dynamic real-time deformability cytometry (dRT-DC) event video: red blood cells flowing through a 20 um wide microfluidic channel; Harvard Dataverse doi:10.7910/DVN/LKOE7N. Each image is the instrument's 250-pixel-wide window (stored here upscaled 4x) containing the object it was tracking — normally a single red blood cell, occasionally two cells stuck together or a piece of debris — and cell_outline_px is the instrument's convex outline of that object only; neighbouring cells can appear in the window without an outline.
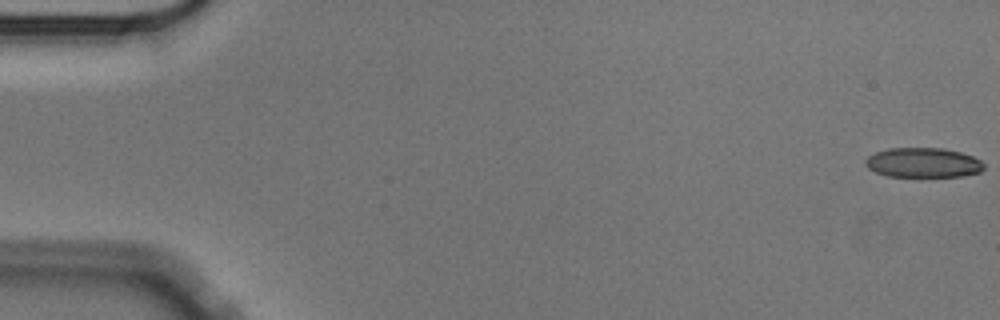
{"species": "Egyptian fruit bat (a non-hibernating species)", "species_latin": "Rousettus aegyptiacus", "temperature_condition": "cold", "stored_images_in_passage": 57, "camera_frame_rate_fps": 3000, "um_per_image_px": 0.085, "animal": {"sex": "male"}, "frame": {"image": 1, "passage_image": 1, "time_ms": 0.0, "image_size_px": [1000, 320], "cell_outline_px": [[984, 168], [980, 172], [960, 176], [888, 176], [876, 172], [868, 168], [864, 164], [864, 160], [868, 156], [876, 152], [888, 148], [944, 148], [960, 152], [972, 156], [980, 160], [984, 164]], "centroid_in_image_um": [78.45, 13.82], "position_along_channel_um": 6.6, "area_um2": 20.46}}
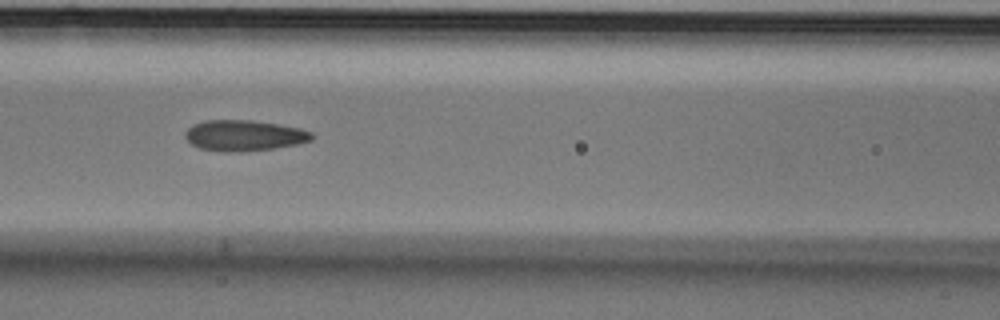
{"frame": {"image": 2, "passage_image": 25, "time_ms": 8.0, "image_size_px": [1000, 320], "cell_outline_px": [[312, 140], [296, 144], [272, 148], [240, 152], [224, 152], [200, 148], [192, 144], [184, 136], [184, 132], [192, 124], [204, 120], [252, 120], [300, 128], [312, 132]], "centroid_in_image_um": [20.71, 11.51], "position_along_channel_um": 145.9, "area_um2": 22.66}}
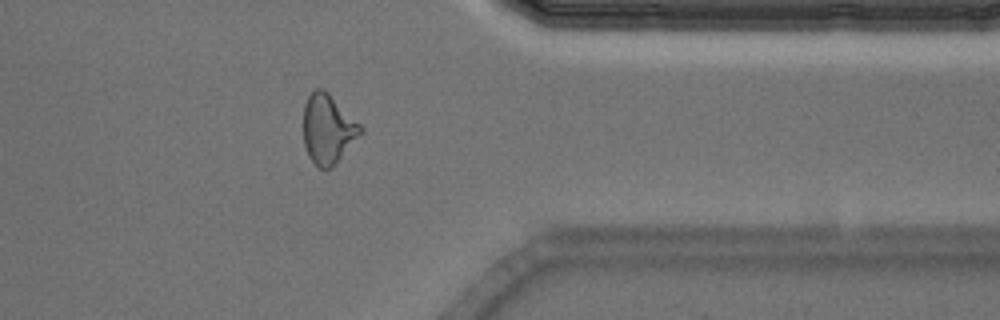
{"frame": {"image": 3, "passage_image": 46, "time_ms": 15.0, "image_size_px": [1000, 320], "cell_outline_px": [[364, 132], [332, 168], [320, 168], [308, 156], [304, 144], [304, 104], [308, 96], [316, 88], [324, 88], [364, 128]], "centroid_in_image_um": [27.89, 10.97], "position_along_channel_um": 383.5, "area_um2": 23.12}, "authors_computed_cell_mechanics": {"area_um2": 22.4842, "velocity_mm_per_s": 3.5429, "shape_relaxation_time_tau1_ms": 10.3071, "shape_relaxation_time_tau2_ms": 2.3676, "deformation_change_tau1": 0.1894, "deformation_change_tau2": 0.1076}}